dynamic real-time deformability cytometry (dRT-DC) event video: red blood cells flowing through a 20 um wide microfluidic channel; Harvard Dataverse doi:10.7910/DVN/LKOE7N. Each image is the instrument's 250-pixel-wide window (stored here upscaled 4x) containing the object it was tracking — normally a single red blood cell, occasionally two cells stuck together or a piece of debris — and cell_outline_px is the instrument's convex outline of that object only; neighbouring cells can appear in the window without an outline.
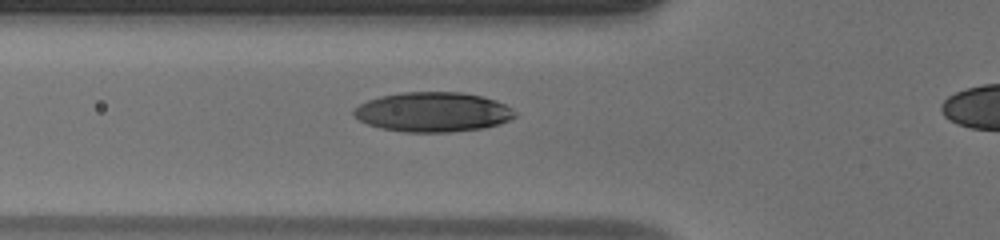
{"species": "human", "species_latin": "Homo sapiens", "temperature_condition": "warm", "stored_images_in_passage": 34, "camera_frame_rate_fps": 3000, "um_per_image_px": 0.085, "donor": {"sex": "male"}, "frame": {"image": 1, "passage_image": 8, "time_ms": 2.333, "image_size_px": [1000, 240], "cell_outline_px": [[516, 116], [500, 124], [484, 128], [448, 132], [404, 132], [380, 128], [368, 124], [352, 116], [352, 112], [360, 104], [368, 100], [380, 96], [400, 92], [460, 92], [480, 96], [496, 100], [512, 108], [516, 112]], "centroid_in_image_um": [36.79, 9.52], "position_along_channel_um": 89.0, "area_um2": 37.34}}
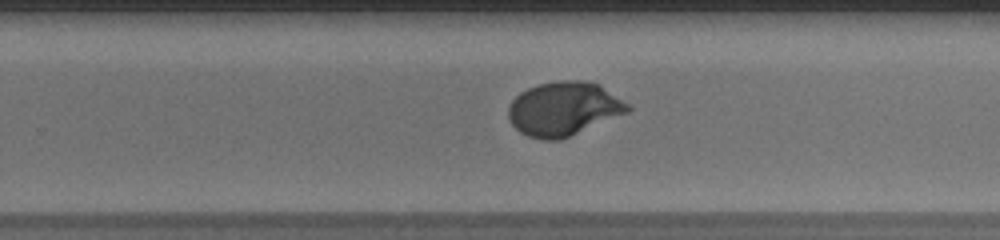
{"frame": {"image": 2, "passage_image": 22, "time_ms": 7.0, "image_size_px": [1000, 240], "cell_outline_px": [[632, 108], [628, 112], [560, 140], [544, 140], [528, 136], [520, 132], [508, 120], [508, 104], [520, 92], [528, 88], [540, 84], [560, 80], [580, 80], [600, 84], [628, 104]], "centroid_in_image_um": [47.89, 9.24], "position_along_channel_um": 281.9, "area_um2": 37.4}}
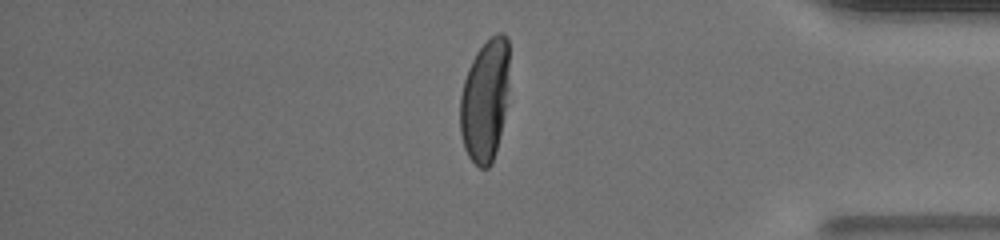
{"frame": {"image": 3, "passage_image": 32, "time_ms": 10.333, "image_size_px": [1000, 240], "cell_outline_px": [[508, 88], [504, 112], [496, 152], [492, 164], [488, 168], [480, 168], [468, 156], [464, 148], [460, 132], [460, 96], [464, 80], [468, 68], [476, 52], [496, 32], [504, 32], [508, 40]], "centroid_in_image_um": [41.21, 8.53], "position_along_channel_um": 394.0, "area_um2": 34.97}, "authors_computed_cell_mechanics": {"area_um2": 37.1654, "velocity_mm_per_s": 4.1379, "shape_relaxation_time_tau1_ms": 4.599, "shape_relaxation_time_tau2_ms": null, "deformation_change_tau1": 0.2481, "deformation_change_tau2": null}}